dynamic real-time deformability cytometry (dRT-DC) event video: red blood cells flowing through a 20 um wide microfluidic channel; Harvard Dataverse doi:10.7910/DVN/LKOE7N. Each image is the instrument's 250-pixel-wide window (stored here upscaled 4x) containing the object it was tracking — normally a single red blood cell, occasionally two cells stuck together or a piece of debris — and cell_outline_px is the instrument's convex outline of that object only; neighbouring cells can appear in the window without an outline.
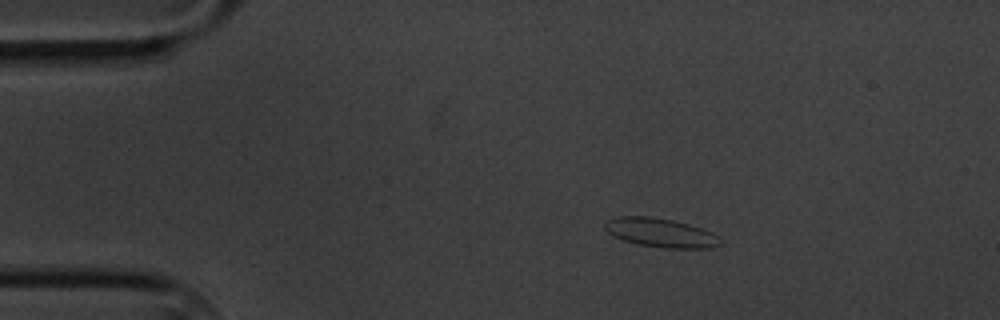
{"species": "common noctule bat (a hibernating species)", "species_latin": "Nyctalus noctula", "temperature_condition": "cold", "stored_images_in_passage": 4, "camera_frame_rate_fps": 3000, "um_per_image_px": 0.085, "animal": {"sex": "male", "body_mass_g": 20.1, "forearm_length_mm": 53.5}, "frame": {"image": 1, "passage_image": 2, "time_ms": 2.0, "image_size_px": [1000, 320], "cell_outline_px": [[724, 240], [720, 244], [712, 248], [664, 248], [636, 244], [624, 240], [608, 232], [604, 228], [604, 224], [608, 220], [616, 216], [648, 216], [672, 220], [688, 224], [712, 232], [720, 236]], "centroid_in_image_um": [56.19, 19.79], "position_along_channel_um": 28.8, "area_um2": 19.54}}